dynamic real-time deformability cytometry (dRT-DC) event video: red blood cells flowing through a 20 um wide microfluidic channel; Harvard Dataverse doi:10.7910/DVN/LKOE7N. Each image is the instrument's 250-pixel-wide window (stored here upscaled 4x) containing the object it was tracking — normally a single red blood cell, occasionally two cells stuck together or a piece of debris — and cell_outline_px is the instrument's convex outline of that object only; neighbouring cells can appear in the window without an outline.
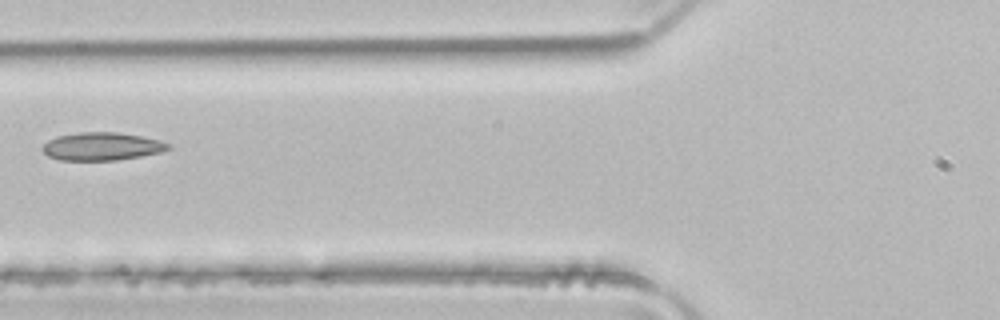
{"species": "common noctule bat (a hibernating species)", "species_latin": "Nyctalus noctula", "temperature_condition": "room temperature", "stored_images_in_passage": 7, "camera_frame_rate_fps": 3000, "um_per_image_px": 0.085, "animal": {"sex": "male", "body_mass_g": 21.5, "forearm_length_mm": 52.0}, "frame": {"image": 1, "passage_image": 6, "time_ms": 1.667, "image_size_px": [1000, 320], "cell_outline_px": [[172, 148], [160, 152], [140, 156], [116, 160], [60, 160], [48, 156], [40, 148], [48, 140], [56, 136], [80, 132], [120, 132], [160, 140], [172, 144]], "centroid_in_image_um": [8.66, 12.44], "position_along_channel_um": 117.1, "area_um2": 20.58}}
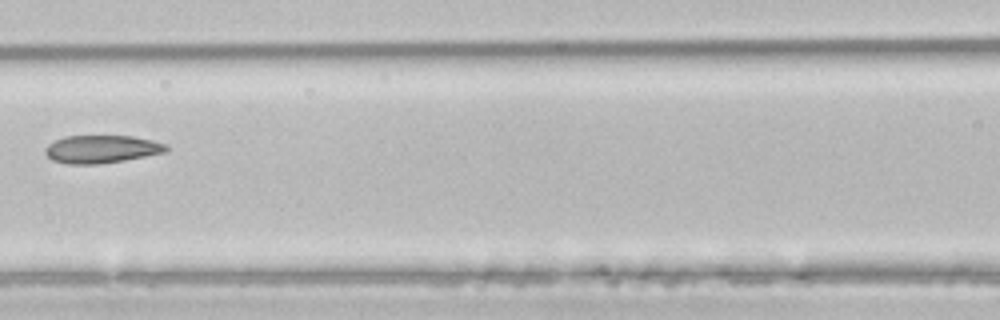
{"frame": {"image": 2, "passage_image": 7, "time_ms": 2.0, "image_size_px": [1000, 320], "cell_outline_px": [[168, 148], [164, 152], [124, 160], [100, 164], [68, 164], [52, 160], [44, 152], [44, 148], [48, 144], [64, 136], [132, 136], [152, 140], [168, 144]], "centroid_in_image_um": [8.61, 12.67], "position_along_channel_um": 158.0, "area_um2": 19.59}}